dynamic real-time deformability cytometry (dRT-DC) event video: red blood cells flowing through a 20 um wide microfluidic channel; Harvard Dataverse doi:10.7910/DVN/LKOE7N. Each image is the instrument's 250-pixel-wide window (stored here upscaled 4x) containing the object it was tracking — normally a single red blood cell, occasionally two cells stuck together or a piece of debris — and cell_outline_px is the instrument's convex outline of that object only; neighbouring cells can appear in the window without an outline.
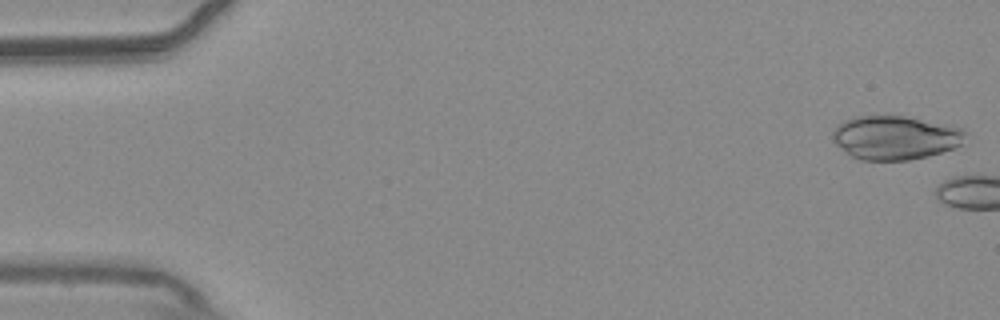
{"species": "common noctule bat (a hibernating species)", "species_latin": "Nyctalus noctula", "temperature_condition": "warm", "stored_images_in_passage": 4, "camera_frame_rate_fps": 3000, "um_per_image_px": 0.085, "animal": {"sex": "male", "body_mass_g": 20.4}, "frame": {"image": 1, "passage_image": 1, "time_ms": 0.0, "image_size_px": [1000, 320], "cell_outline_px": [[968, 132], [960, 144], [956, 148], [928, 156], [908, 160], [860, 160], [852, 156], [840, 148], [832, 140], [832, 132], [836, 124], [844, 120], [856, 116], [904, 116], [964, 128]], "centroid_in_image_um": [76.08, 11.7], "position_along_channel_um": 8.9, "area_um2": 34.04}}